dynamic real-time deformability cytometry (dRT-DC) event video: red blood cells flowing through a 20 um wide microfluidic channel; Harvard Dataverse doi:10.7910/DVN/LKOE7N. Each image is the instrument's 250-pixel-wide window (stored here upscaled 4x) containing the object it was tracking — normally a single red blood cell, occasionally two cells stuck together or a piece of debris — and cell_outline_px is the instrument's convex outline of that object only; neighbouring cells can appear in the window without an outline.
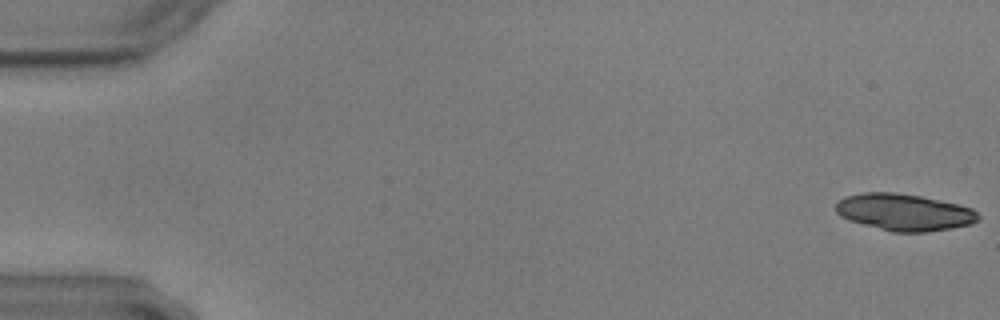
{"species": "common noctule bat (a hibernating species)", "species_latin": "Nyctalus noctula", "temperature_condition": "warm", "stored_images_in_passage": 14, "camera_frame_rate_fps": 3000, "um_per_image_px": 0.085, "animal": {"sex": "male", "body_mass_g": 17.9, "forearm_length_mm": 54.2}, "frame": {"image": 1, "passage_image": 1, "time_ms": 0.0, "image_size_px": [1000, 320], "cell_outline_px": [[980, 220], [972, 224], [928, 232], [892, 232], [864, 224], [840, 216], [836, 212], [836, 204], [844, 196], [860, 192], [896, 192], [920, 196], [960, 204], [972, 208], [980, 216]], "centroid_in_image_um": [76.89, 18.03], "position_along_channel_um": 8.1, "area_um2": 30.63}}